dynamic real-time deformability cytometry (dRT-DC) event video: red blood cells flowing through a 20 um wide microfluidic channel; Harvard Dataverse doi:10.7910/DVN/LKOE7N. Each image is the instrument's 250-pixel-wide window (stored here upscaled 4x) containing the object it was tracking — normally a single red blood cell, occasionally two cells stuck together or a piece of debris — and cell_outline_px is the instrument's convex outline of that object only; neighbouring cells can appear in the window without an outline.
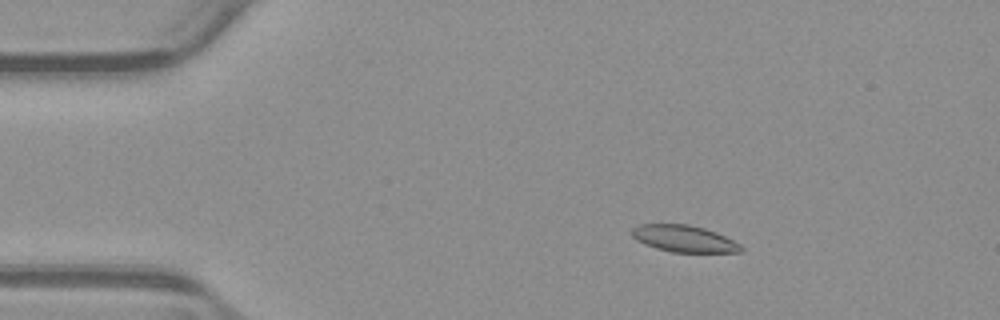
{"species": "common noctule bat (a hibernating species)", "species_latin": "Nyctalus noctula", "temperature_condition": "warm", "stored_images_in_passage": 55, "camera_frame_rate_fps": 3000, "um_per_image_px": 0.085, "animal": {"sex": "male", "body_mass_g": 23.1, "forearm_length_mm": 52.7}, "frame": {"image": 1, "passage_image": 10, "time_ms": 3.0, "image_size_px": [1000, 320], "cell_outline_px": [[744, 252], [672, 252], [656, 248], [644, 244], [636, 240], [632, 236], [632, 228], [636, 224], [688, 224], [704, 228], [716, 232], [740, 244], [744, 248]], "centroid_in_image_um": [58.13, 20.28], "position_along_channel_um": 26.9, "area_um2": 17.05}}
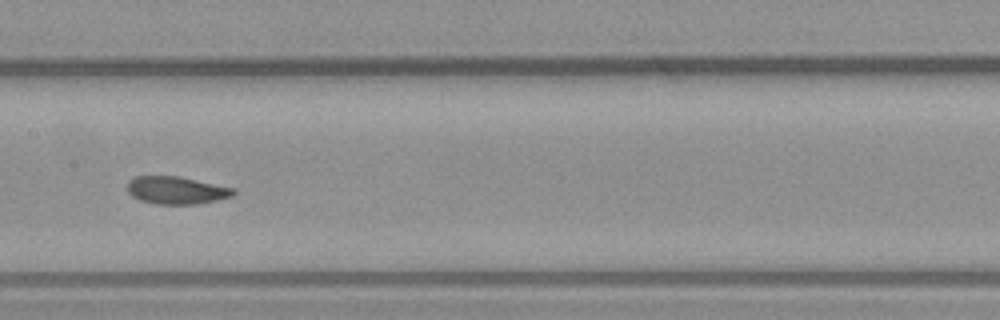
{"frame": {"image": 2, "passage_image": 28, "time_ms": 9.0, "image_size_px": [1000, 320], "cell_outline_px": [[236, 192], [232, 196], [216, 200], [196, 204], [156, 204], [140, 200], [132, 196], [128, 192], [128, 180], [136, 176], [180, 176], [236, 188]], "centroid_in_image_um": [15.01, 16.16], "position_along_channel_um": 192.4, "area_um2": 17.17}}
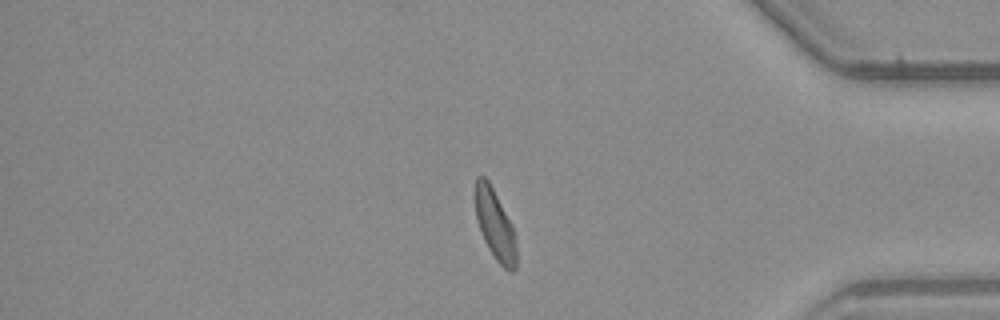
{"frame": {"image": 3, "passage_image": 46, "time_ms": 15.0, "image_size_px": [1000, 320], "cell_outline_px": [[516, 268], [512, 272], [508, 272], [496, 260], [488, 248], [484, 240], [476, 220], [476, 176], [484, 176], [488, 180], [512, 228], [516, 248]], "centroid_in_image_um": [42.06, 19.16], "position_along_channel_um": 393.1, "area_um2": 16.18}, "authors_computed_cell_mechanics": {"area_um2": 17.4556, "velocity_mm_per_s": 3.8365, "shape_relaxation_time_tau1_ms": 6.5976, "shape_relaxation_time_tau2_ms": 4.4435, "deformation_change_tau1": 0.1612, "deformation_change_tau2": 0.0861}}